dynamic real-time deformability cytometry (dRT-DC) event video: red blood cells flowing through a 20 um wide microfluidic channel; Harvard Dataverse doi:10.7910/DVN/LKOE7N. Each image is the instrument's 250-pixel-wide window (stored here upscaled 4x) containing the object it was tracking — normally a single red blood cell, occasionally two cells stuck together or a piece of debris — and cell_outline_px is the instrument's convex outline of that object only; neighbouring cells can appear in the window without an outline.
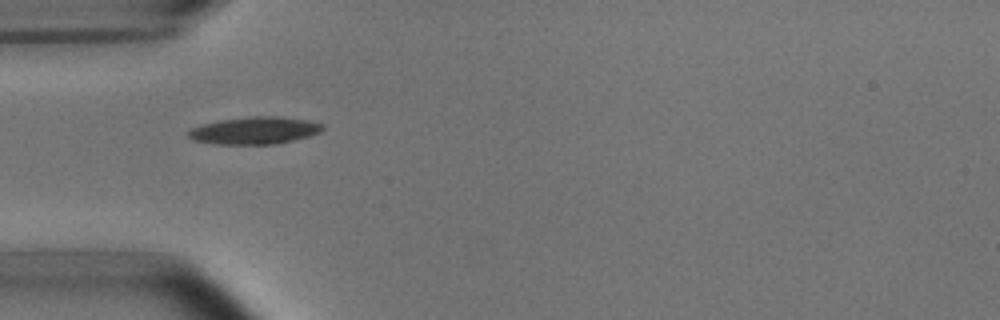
{"species": "common noctule bat (a hibernating species)", "species_latin": "Nyctalus noctula", "temperature_condition": "room temperature", "stored_images_in_passage": 3, "camera_frame_rate_fps": 3000, "um_per_image_px": 0.085, "animal": {"sex": "male", "body_mass_g": 15.6}, "frame": {"image": 1, "passage_image": 1, "time_ms": 0.0, "image_size_px": [1000, 320], "cell_outline_px": [[324, 128], [320, 132], [308, 136], [276, 144], [216, 144], [196, 140], [188, 136], [188, 132], [192, 128], [204, 124], [220, 120], [248, 116], [276, 116], [308, 120], [324, 124]], "centroid_in_image_um": [21.68, 11.08], "position_along_channel_um": 63.3, "area_um2": 21.15}}
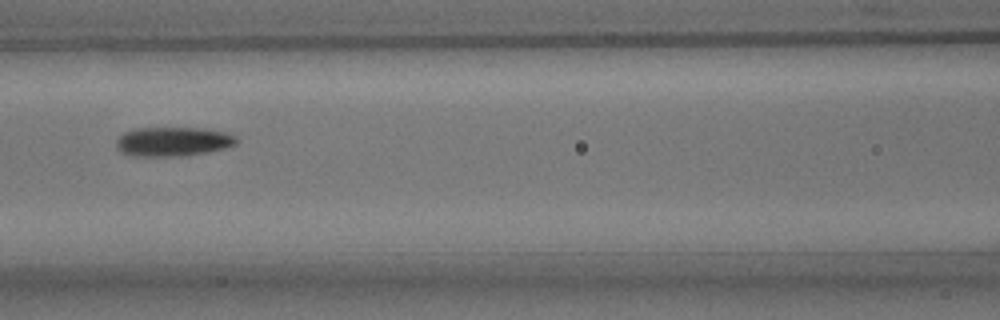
{"frame": {"image": 2, "passage_image": 3, "time_ms": 0.667, "image_size_px": [1000, 320], "cell_outline_px": [[240, 140], [236, 144], [224, 148], [208, 152], [188, 156], [132, 156], [120, 152], [116, 148], [116, 140], [124, 132], [136, 128], [204, 128], [224, 132], [236, 136]], "centroid_in_image_um": [14.7, 12.04], "position_along_channel_um": 151.9, "area_um2": 20.75}}